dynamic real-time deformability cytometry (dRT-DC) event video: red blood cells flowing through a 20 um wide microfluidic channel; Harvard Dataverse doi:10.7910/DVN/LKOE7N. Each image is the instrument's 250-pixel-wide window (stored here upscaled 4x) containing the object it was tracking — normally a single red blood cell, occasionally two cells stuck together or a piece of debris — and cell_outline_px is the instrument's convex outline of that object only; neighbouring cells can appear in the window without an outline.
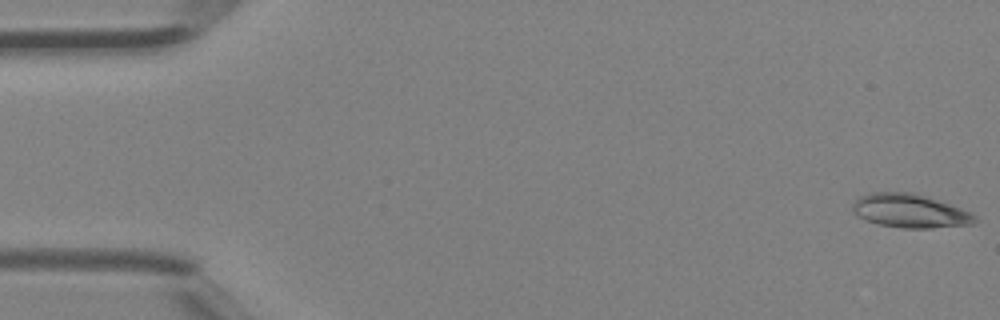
{"species": "Egyptian fruit bat (a non-hibernating species)", "species_latin": "Rousettus aegyptiacus", "temperature_condition": "room temperature", "stored_images_in_passage": 46, "segment_of_instrument_passage": [1, 2], "camera_frame_rate_fps": 3000, "um_per_image_px": 0.085, "animal": {"sex": "female"}, "frame": {"image": 1, "passage_image": 1, "time_ms": 0.0, "image_size_px": [1000, 320], "cell_outline_px": [[976, 220], [972, 224], [932, 228], [900, 228], [880, 224], [856, 216], [852, 212], [852, 204], [860, 196], [872, 192], [912, 192], [960, 208], [976, 216]], "centroid_in_image_um": [77.29, 17.93], "position_along_channel_um": 7.7, "area_um2": 23.7}}
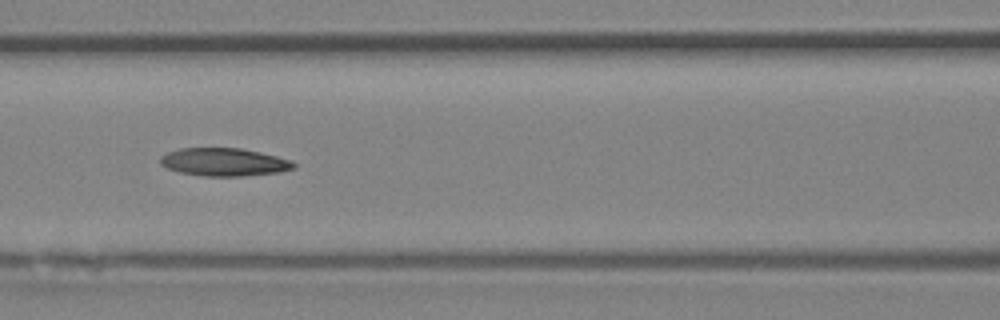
{"frame": {"image": 2, "passage_image": 20, "time_ms": 6.333, "image_size_px": [1000, 320], "cell_outline_px": [[296, 168], [280, 172], [240, 176], [204, 176], [180, 172], [168, 168], [160, 164], [160, 156], [168, 152], [180, 148], [240, 148], [276, 156], [292, 160], [296, 164]], "centroid_in_image_um": [19.06, 13.77], "position_along_channel_um": 147.5, "area_um2": 21.68}}
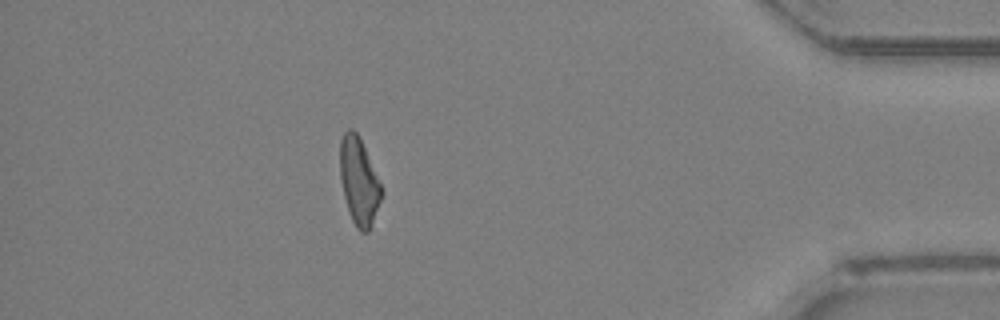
{"frame": {"image": 3, "passage_image": 40, "time_ms": 13.0, "image_size_px": [1000, 320], "cell_outline_px": [[384, 196], [368, 232], [360, 232], [356, 228], [348, 212], [340, 180], [340, 140], [344, 132], [348, 128], [352, 128], [356, 132], [364, 148], [384, 192]], "centroid_in_image_um": [30.51, 15.46], "position_along_channel_um": 404.7, "area_um2": 21.04}}